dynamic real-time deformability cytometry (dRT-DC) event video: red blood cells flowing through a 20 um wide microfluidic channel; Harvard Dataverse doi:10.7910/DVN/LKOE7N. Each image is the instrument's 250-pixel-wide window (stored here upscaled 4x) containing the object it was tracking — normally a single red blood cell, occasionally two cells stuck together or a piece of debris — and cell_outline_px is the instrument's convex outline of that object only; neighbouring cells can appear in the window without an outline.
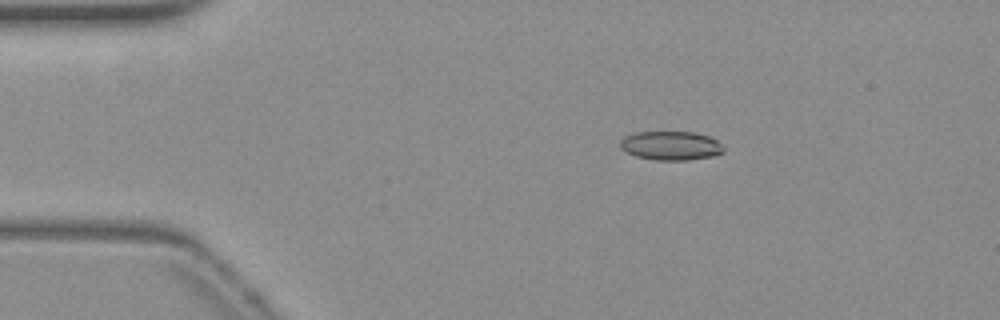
{"species": "common noctule bat (a hibernating species)", "species_latin": "Nyctalus noctula", "temperature_condition": "warm", "stored_images_in_passage": 53, "camera_frame_rate_fps": 3000, "um_per_image_px": 0.085, "animal": {"sex": "female", "body_mass_g": 19.3, "forearm_length_mm": 54.1}, "frame": {"image": 1, "passage_image": 9, "time_ms": 2.667, "image_size_px": [1000, 320], "cell_outline_px": [[724, 152], [712, 156], [684, 160], [656, 160], [636, 156], [620, 148], [620, 140], [624, 136], [636, 132], [692, 132], [708, 136], [716, 140], [724, 148]], "centroid_in_image_um": [57.0, 12.37], "position_along_channel_um": 28.0, "area_um2": 17.28}}
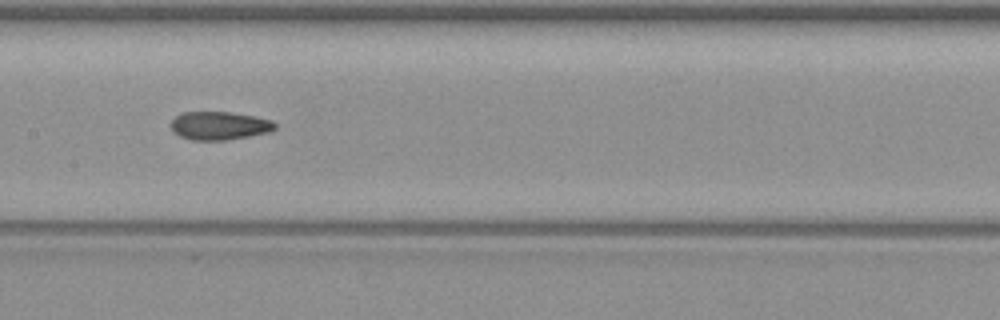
{"frame": {"image": 2, "passage_image": 26, "time_ms": 8.333, "image_size_px": [1000, 320], "cell_outline_px": [[276, 128], [268, 132], [248, 136], [224, 140], [192, 140], [180, 136], [172, 128], [172, 120], [176, 116], [184, 112], [232, 112], [256, 116], [272, 120], [276, 124]], "centroid_in_image_um": [18.68, 10.67], "position_along_channel_um": 188.7, "area_um2": 16.99}}
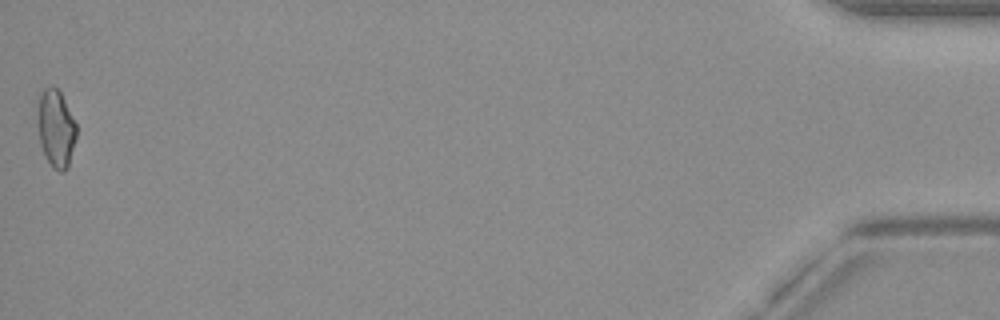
{"frame": {"image": 3, "passage_image": 53, "time_ms": 17.333, "image_size_px": [1000, 320], "cell_outline_px": [[76, 136], [68, 168], [64, 172], [60, 172], [52, 168], [40, 144], [36, 120], [40, 92], [44, 88], [52, 84], [60, 92], [76, 124]], "centroid_in_image_um": [4.73, 10.91], "position_along_channel_um": 430.5, "area_um2": 17.63}, "authors_computed_cell_mechanics": {"area_um2": 17.3978, "velocity_mm_per_s": 3.8522, "shape_relaxation_time_tau1_ms": null, "shape_relaxation_time_tau2_ms": 1.7186, "deformation_change_tau1": null, "deformation_change_tau2": 0.0756}}